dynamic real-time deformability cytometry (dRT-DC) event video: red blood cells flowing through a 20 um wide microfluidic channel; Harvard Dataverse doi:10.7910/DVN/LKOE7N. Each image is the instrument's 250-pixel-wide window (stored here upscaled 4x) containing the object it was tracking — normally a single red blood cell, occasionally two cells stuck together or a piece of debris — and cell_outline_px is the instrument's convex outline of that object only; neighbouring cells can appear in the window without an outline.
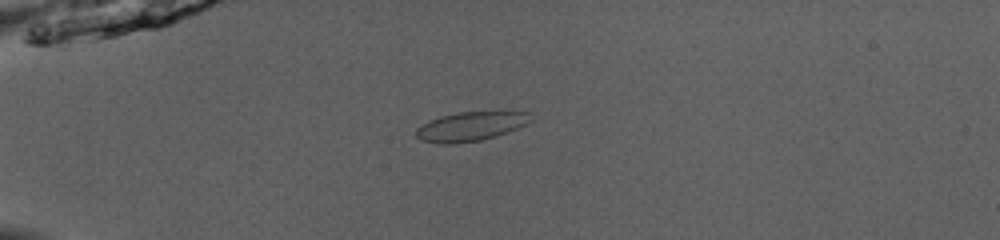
{"species": "common noctule bat (a hibernating species)", "species_latin": "Nyctalus noctula", "temperature_condition": "room temperature", "stored_images_in_passage": 52, "camera_frame_rate_fps": 3000, "um_per_image_px": 0.085, "animal": {"sex": "male", "body_mass_g": 13.0, "forearm_length_mm": 53.1}, "frame": {"image": 1, "passage_image": 16, "time_ms": 5.0, "image_size_px": [1000, 240], "cell_outline_px": [[532, 120], [528, 124], [508, 132], [496, 136], [480, 140], [456, 144], [436, 144], [420, 140], [416, 136], [416, 128], [428, 120], [440, 116], [460, 112], [528, 112]], "centroid_in_image_um": [39.96, 10.76], "position_along_channel_um": 45.0, "area_um2": 19.59}}
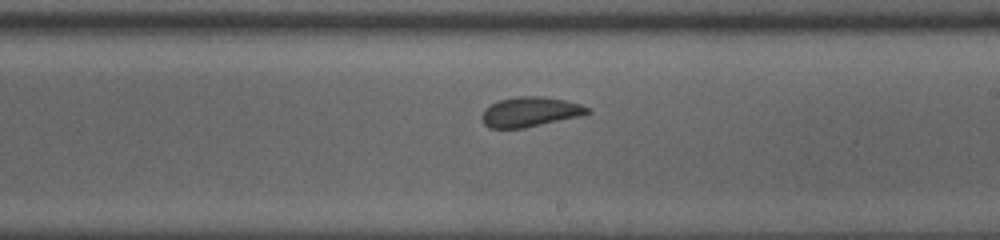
{"frame": {"image": 2, "passage_image": 33, "time_ms": 10.667, "image_size_px": [1000, 240], "cell_outline_px": [[592, 112], [580, 116], [524, 128], [488, 128], [484, 124], [480, 116], [484, 108], [500, 100], [516, 96], [540, 96], [564, 100], [580, 104], [588, 108]], "centroid_in_image_um": [45.03, 9.51], "position_along_channel_um": 244.0, "area_um2": 18.32}}
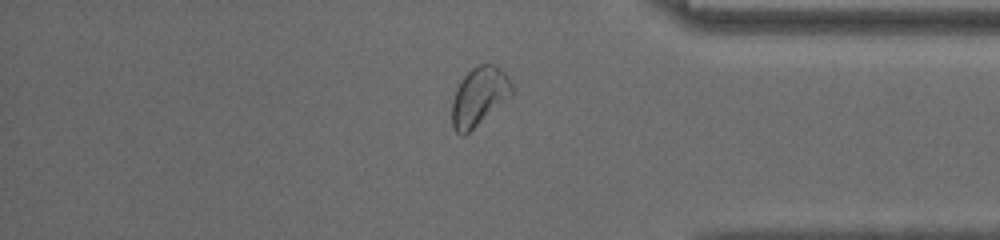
{"frame": {"image": 3, "passage_image": 45, "time_ms": 14.667, "image_size_px": [1000, 240], "cell_outline_px": [[512, 96], [508, 100], [464, 136], [460, 136], [452, 128], [452, 100], [456, 88], [460, 80], [472, 68], [480, 64], [492, 64], [500, 68], [508, 76], [512, 84]], "centroid_in_image_um": [40.72, 8.22], "position_along_channel_um": 394.5, "area_um2": 20.69}, "authors_computed_cell_mechanics": {"area_um2": 19.4208, "velocity_mm_per_s": 4.0298, "shape_relaxation_time_tau1_ms": 5.4379, "shape_relaxation_time_tau2_ms": 0.7684, "deformation_change_tau1": 0.095, "deformation_change_tau2": 0.0324}}